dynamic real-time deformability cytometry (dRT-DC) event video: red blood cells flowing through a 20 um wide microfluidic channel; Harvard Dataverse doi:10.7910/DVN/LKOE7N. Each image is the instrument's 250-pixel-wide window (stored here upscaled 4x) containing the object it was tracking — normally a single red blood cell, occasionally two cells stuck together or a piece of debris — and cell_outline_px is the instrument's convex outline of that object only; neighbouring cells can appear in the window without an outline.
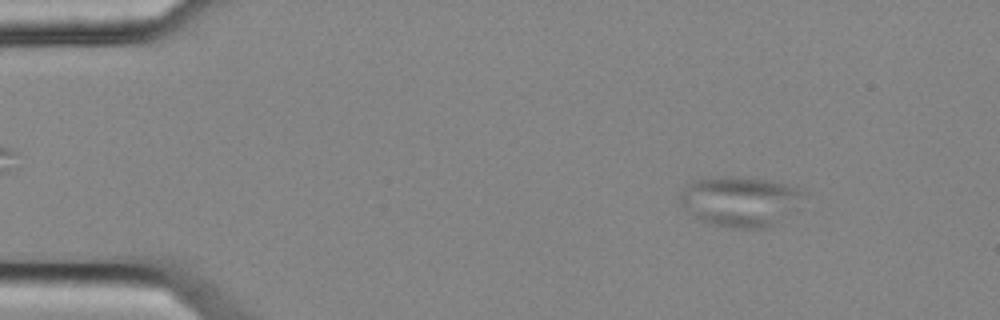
{"species": "common noctule bat (a hibernating species)", "species_latin": "Nyctalus noctula", "temperature_condition": "cold", "stored_images_in_passage": 4, "camera_frame_rate_fps": 3000, "um_per_image_px": 0.085, "animal": {"sex": "female", "body_mass_g": 25.1}, "frame": {"image": 1, "passage_image": 2, "time_ms": 0.333, "image_size_px": [1000, 320], "cell_outline_px": [[804, 208], [800, 212], [764, 228], [740, 228], [716, 224], [700, 220], [680, 204], [680, 196], [688, 184], [696, 180], [764, 180], [788, 184], [804, 188]], "centroid_in_image_um": [63.11, 17.17], "position_along_channel_um": 21.9, "area_um2": 35.32}}